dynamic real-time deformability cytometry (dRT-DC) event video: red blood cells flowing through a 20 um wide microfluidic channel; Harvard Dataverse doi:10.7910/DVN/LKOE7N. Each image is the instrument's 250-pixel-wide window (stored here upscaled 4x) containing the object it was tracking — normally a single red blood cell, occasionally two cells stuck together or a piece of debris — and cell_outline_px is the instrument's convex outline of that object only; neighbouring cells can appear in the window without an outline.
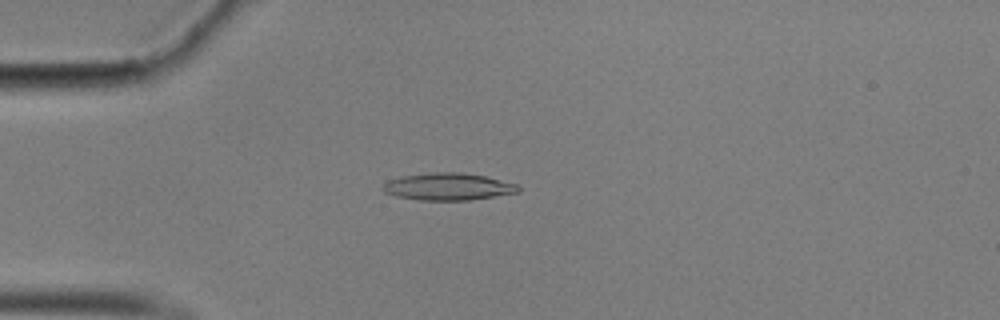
{"species": "common noctule bat (a hibernating species)", "species_latin": "Nyctalus noctula", "temperature_condition": "cold", "stored_images_in_passage": 57, "camera_frame_rate_fps": 3000, "um_per_image_px": 0.085, "animal": {"sex": "male", "body_mass_g": 17.9}, "frame": {"image": 1, "passage_image": 15, "time_ms": 4.667, "image_size_px": [1000, 320], "cell_outline_px": [[520, 192], [468, 200], [420, 200], [396, 196], [384, 192], [380, 188], [388, 180], [400, 176], [432, 172], [460, 172], [484, 176], [516, 184], [520, 188]], "centroid_in_image_um": [38.04, 15.86], "position_along_channel_um": 47.0, "area_um2": 21.39}}
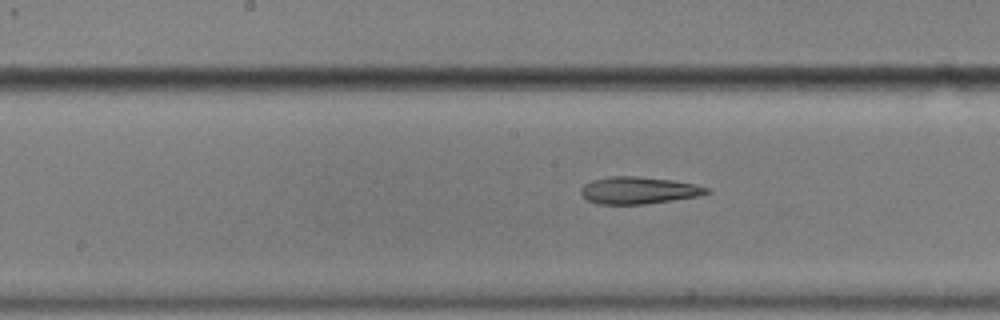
{"frame": {"image": 2, "passage_image": 29, "time_ms": 9.333, "image_size_px": [1000, 320], "cell_outline_px": [[712, 192], [696, 196], [672, 200], [644, 204], [596, 204], [588, 200], [580, 192], [580, 188], [584, 184], [592, 180], [612, 176], [636, 176], [672, 180], [696, 184], [708, 188]], "centroid_in_image_um": [54.26, 16.17], "position_along_channel_um": 193.9, "area_um2": 19.77}}
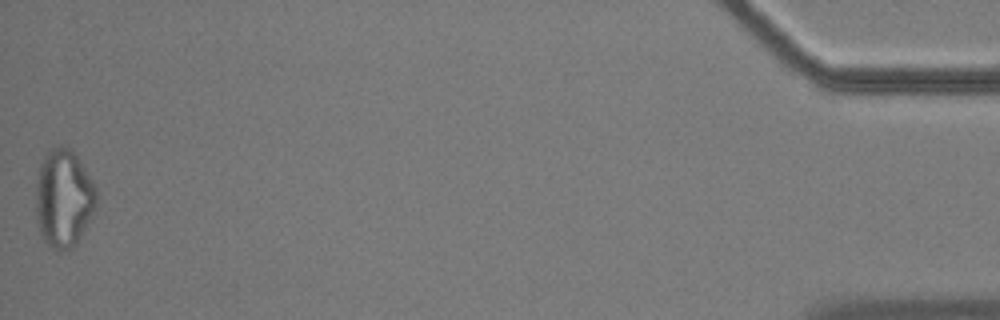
{"frame": {"image": 3, "passage_image": 57, "time_ms": 18.667, "image_size_px": [1000, 320], "cell_outline_px": [[96, 204], [76, 244], [72, 248], [60, 252], [56, 252], [44, 240], [40, 232], [36, 216], [36, 188], [40, 164], [44, 156], [52, 148], [72, 148], [92, 180], [96, 188]], "centroid_in_image_um": [5.39, 16.88], "position_along_channel_um": 429.8, "area_um2": 34.16}, "authors_computed_cell_mechanics": {"area_um2": 20.6346, "velocity_mm_per_s": 3.4997, "shape_relaxation_time_tau1_ms": null, "shape_relaxation_time_tau2_ms": 6.9503, "deformation_change_tau1": null, "deformation_change_tau2": 0.206}}